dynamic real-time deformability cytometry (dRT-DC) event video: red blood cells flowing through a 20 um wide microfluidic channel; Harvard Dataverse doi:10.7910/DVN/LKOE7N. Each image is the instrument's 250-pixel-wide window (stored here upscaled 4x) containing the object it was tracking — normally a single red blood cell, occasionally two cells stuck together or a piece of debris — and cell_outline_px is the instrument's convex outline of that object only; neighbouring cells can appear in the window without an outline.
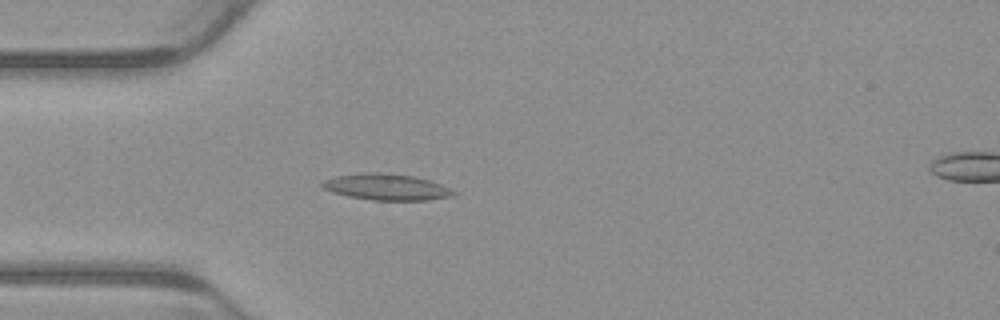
{"species": "common noctule bat (a hibernating species)", "species_latin": "Nyctalus noctula", "temperature_condition": "warm", "stored_images_in_passage": 5, "camera_frame_rate_fps": 3000, "um_per_image_px": 0.085, "animal": {"sex": "male", "body_mass_g": 23.1, "forearm_length_mm": 52.7}, "frame": {"image": 1, "passage_image": 4, "time_ms": 1.0, "image_size_px": [1000, 320], "cell_outline_px": [[456, 192], [452, 196], [428, 200], [372, 200], [348, 196], [332, 192], [324, 188], [320, 184], [324, 180], [336, 176], [364, 172], [380, 172], [412, 176], [428, 180], [440, 184]], "centroid_in_image_um": [32.81, 15.89], "position_along_channel_um": 52.2, "area_um2": 19.88}}